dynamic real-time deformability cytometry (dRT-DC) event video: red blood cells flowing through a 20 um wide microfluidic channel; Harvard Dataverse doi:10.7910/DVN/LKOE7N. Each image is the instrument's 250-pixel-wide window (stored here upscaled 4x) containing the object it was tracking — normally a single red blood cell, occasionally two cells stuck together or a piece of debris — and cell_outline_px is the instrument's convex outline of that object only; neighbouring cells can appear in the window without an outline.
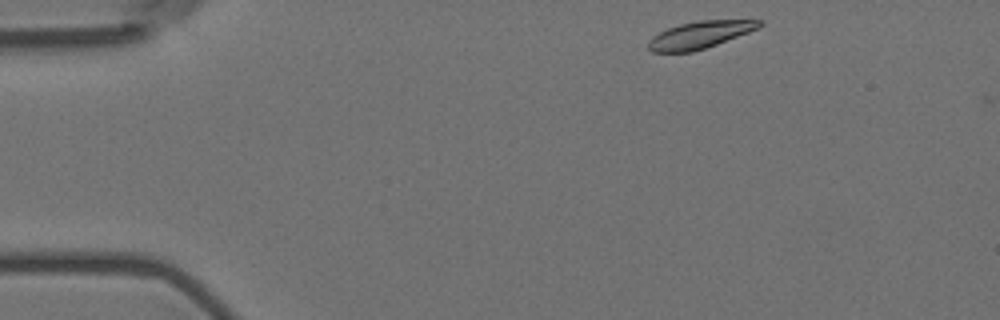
{"species": "Egyptian fruit bat (a non-hibernating species)", "species_latin": "Rousettus aegyptiacus", "temperature_condition": "room temperature", "stored_images_in_passage": 2, "camera_frame_rate_fps": 3000, "um_per_image_px": 0.085, "animal": {"sex": "female"}, "frame": {"image": 1, "passage_image": 1, "time_ms": 0.0, "image_size_px": [1000, 320], "cell_outline_px": [[764, 24], [748, 32], [716, 44], [692, 52], [652, 52], [648, 48], [648, 40], [652, 36], [668, 28], [680, 24], [700, 20], [760, 20]], "centroid_in_image_um": [59.44, 2.96], "position_along_channel_um": 25.6, "area_um2": 17.28}}